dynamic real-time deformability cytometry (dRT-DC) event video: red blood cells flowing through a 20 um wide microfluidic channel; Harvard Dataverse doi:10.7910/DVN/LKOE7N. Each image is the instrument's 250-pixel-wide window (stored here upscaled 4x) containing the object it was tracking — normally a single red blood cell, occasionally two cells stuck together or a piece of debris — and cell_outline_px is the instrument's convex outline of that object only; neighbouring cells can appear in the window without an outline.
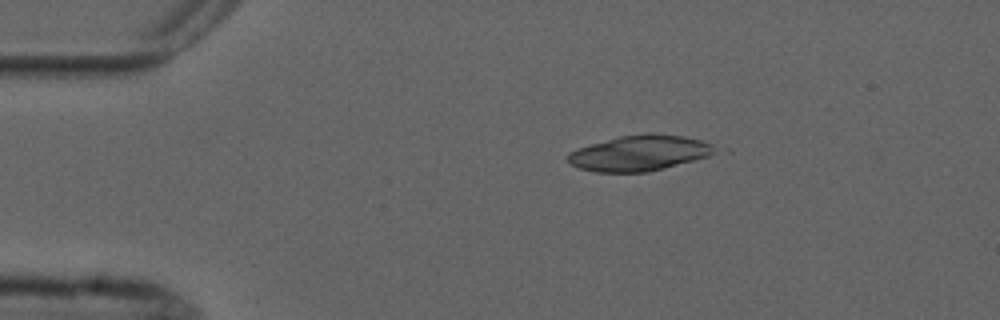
{"species": "common noctule bat (a hibernating species)", "species_latin": "Nyctalus noctula", "temperature_condition": "cold", "stored_images_in_passage": 3, "camera_frame_rate_fps": 3000, "um_per_image_px": 0.085, "animal": {"sex": "male", "forearm_length_mm": 52.5}, "frame": {"image": 1, "passage_image": 1, "time_ms": 0.0, "image_size_px": [1000, 320], "cell_outline_px": [[720, 148], [716, 152], [708, 156], [664, 168], [648, 172], [596, 172], [580, 168], [572, 164], [568, 160], [568, 152], [576, 148], [620, 136], [644, 132], [648, 132], [684, 136], [700, 140], [712, 144]], "centroid_in_image_um": [54.38, 12.99], "position_along_channel_um": 30.6, "area_um2": 30.52}}